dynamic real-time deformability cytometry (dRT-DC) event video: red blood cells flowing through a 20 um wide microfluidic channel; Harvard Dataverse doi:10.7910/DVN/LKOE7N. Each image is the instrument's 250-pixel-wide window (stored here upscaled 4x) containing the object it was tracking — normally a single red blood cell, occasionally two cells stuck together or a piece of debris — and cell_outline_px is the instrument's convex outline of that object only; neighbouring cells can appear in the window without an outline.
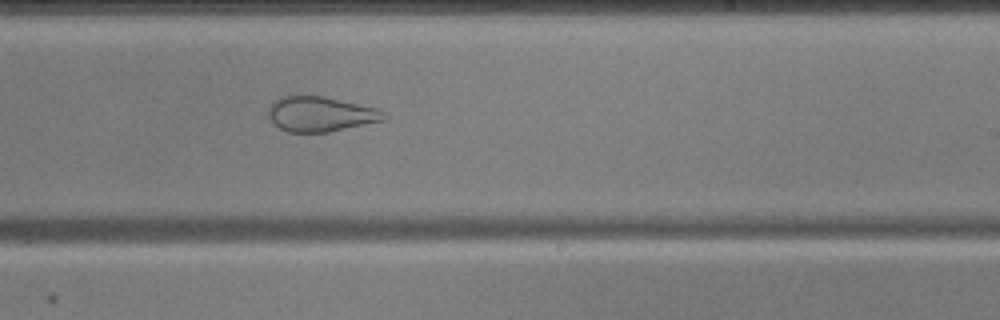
{"species": "common noctule bat (a hibernating species)", "species_latin": "Nyctalus noctula", "temperature_condition": "cold", "stored_images_in_passage": 54, "camera_frame_rate_fps": 3000, "um_per_image_px": 0.085, "animal": {"sex": "male", "body_mass_g": 17.9, "forearm_length_mm": 54.2}, "frame": {"image": 1, "passage_image": 32, "time_ms": 10.333, "image_size_px": [1000, 320], "cell_outline_px": [[388, 120], [328, 132], [288, 132], [280, 128], [268, 116], [268, 108], [272, 100], [280, 96], [324, 96], [376, 108], [384, 112], [388, 116]], "centroid_in_image_um": [27.26, 9.69], "position_along_channel_um": 261.7, "area_um2": 23.7}}
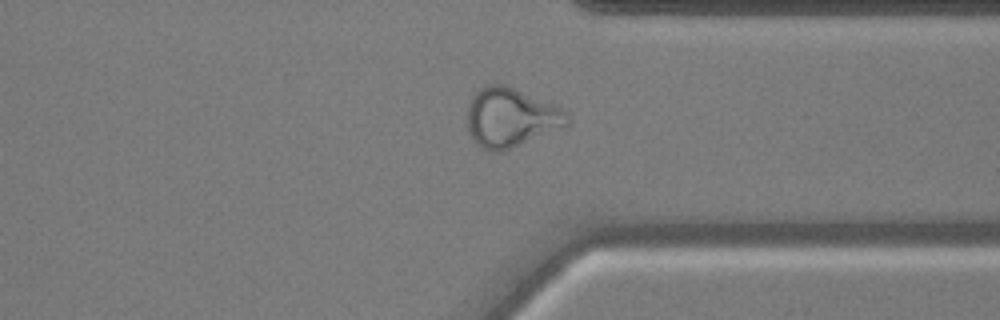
{"frame": {"image": 2, "passage_image": 41, "time_ms": 13.333, "image_size_px": [1000, 320], "cell_outline_px": [[568, 124], [500, 152], [492, 152], [476, 144], [472, 140], [468, 132], [468, 104], [472, 96], [484, 84], [504, 84], [560, 108], [568, 112]], "centroid_in_image_um": [43.34, 9.98], "position_along_channel_um": 368.1, "area_um2": 33.7}}
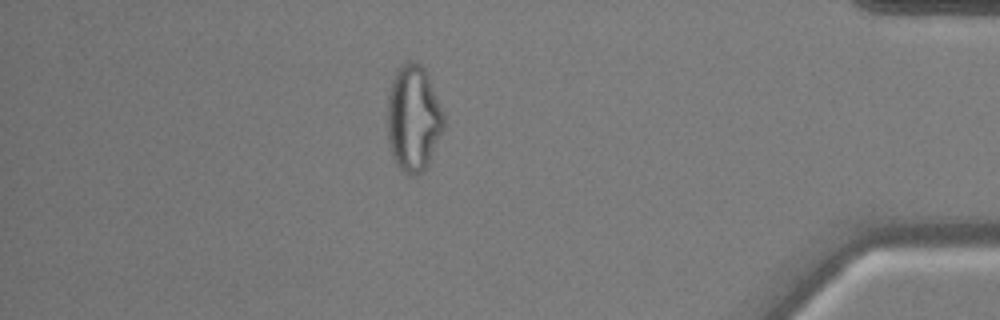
{"frame": {"image": 3, "passage_image": 47, "time_ms": 15.333, "image_size_px": [1000, 320], "cell_outline_px": [[444, 128], [428, 164], [424, 172], [412, 176], [408, 176], [396, 164], [392, 156], [388, 140], [388, 96], [392, 80], [396, 68], [404, 60], [416, 60], [428, 72], [444, 112]], "centroid_in_image_um": [35.15, 10.01], "position_along_channel_um": 400.1, "area_um2": 35.6}}